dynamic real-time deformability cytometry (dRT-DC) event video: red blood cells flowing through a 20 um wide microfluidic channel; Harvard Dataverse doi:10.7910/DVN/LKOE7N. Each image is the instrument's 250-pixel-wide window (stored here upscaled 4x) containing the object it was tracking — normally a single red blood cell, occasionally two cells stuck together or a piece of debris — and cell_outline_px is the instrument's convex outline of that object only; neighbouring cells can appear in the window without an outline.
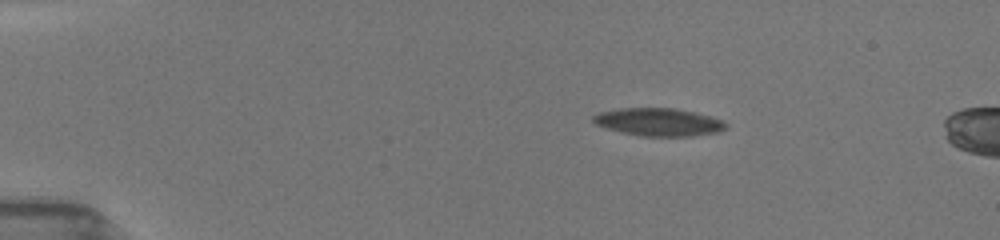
{"species": "common noctule bat (a hibernating species)", "species_latin": "Nyctalus noctula", "temperature_condition": "room temperature", "stored_images_in_passage": 12, "camera_frame_rate_fps": 3000, "um_per_image_px": 0.085, "animal": {"sex": "female", "body_mass_g": 19.5, "forearm_length_mm": 54.1}, "frame": {"image": 1, "passage_image": 7, "time_ms": 2.667, "image_size_px": [1000, 240], "cell_outline_px": [[728, 124], [720, 132], [692, 136], [640, 136], [608, 128], [596, 124], [592, 120], [592, 116], [600, 112], [620, 108], [672, 108], [712, 116]], "centroid_in_image_um": [56.0, 10.37], "position_along_channel_um": 29.0, "area_um2": 21.27}}